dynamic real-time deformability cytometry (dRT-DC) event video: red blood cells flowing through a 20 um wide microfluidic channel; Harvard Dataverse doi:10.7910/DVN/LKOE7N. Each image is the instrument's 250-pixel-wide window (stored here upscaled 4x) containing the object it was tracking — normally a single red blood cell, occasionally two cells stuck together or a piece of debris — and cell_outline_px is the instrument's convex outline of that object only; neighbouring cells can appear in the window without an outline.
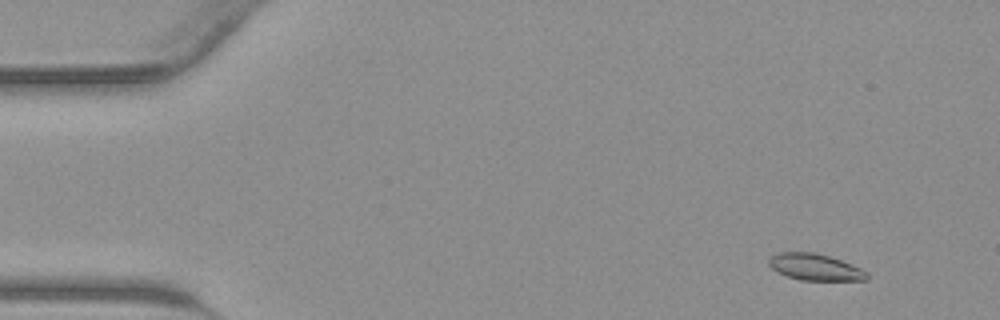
{"species": "common noctule bat (a hibernating species)", "species_latin": "Nyctalus noctula", "temperature_condition": "warm", "stored_images_in_passage": 43, "camera_frame_rate_fps": 3000, "um_per_image_px": 0.085, "animal": {"sex": "male", "body_mass_g": 23.1, "forearm_length_mm": 52.7}, "frame": {"image": 1, "passage_image": 3, "time_ms": 0.667, "image_size_px": [1000, 320], "cell_outline_px": [[868, 280], [800, 280], [788, 276], [772, 268], [768, 264], [768, 260], [772, 256], [780, 252], [816, 252], [840, 260], [860, 268], [868, 272]], "centroid_in_image_um": [69.29, 22.7], "position_along_channel_um": 15.7, "area_um2": 14.97}}
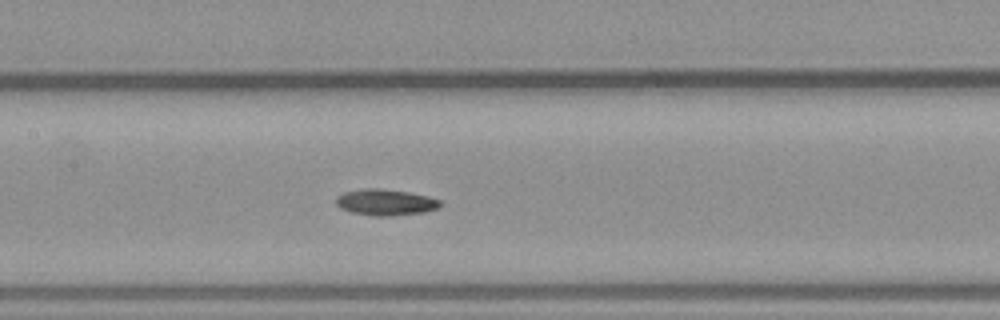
{"frame": {"image": 2, "passage_image": 20, "time_ms": 6.333, "image_size_px": [1000, 320], "cell_outline_px": [[440, 208], [424, 212], [392, 216], [372, 216], [352, 212], [340, 208], [336, 204], [336, 196], [344, 192], [364, 188], [380, 188], [408, 192], [428, 196], [440, 200]], "centroid_in_image_um": [32.76, 17.19], "position_along_channel_um": 174.6, "area_um2": 16.01}}
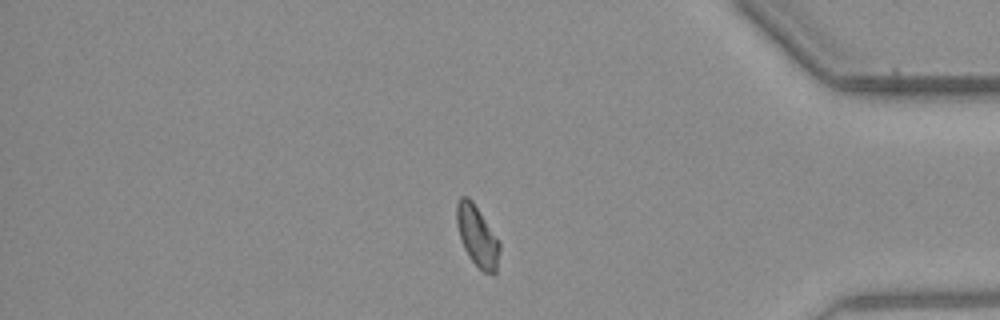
{"frame": {"image": 3, "passage_image": 36, "time_ms": 11.667, "image_size_px": [1000, 320], "cell_outline_px": [[500, 248], [496, 276], [492, 276], [484, 272], [468, 256], [464, 248], [456, 224], [456, 204], [460, 196], [468, 196], [472, 200], [500, 244]], "centroid_in_image_um": [40.56, 20.09], "position_along_channel_um": 394.6, "area_um2": 15.09}}